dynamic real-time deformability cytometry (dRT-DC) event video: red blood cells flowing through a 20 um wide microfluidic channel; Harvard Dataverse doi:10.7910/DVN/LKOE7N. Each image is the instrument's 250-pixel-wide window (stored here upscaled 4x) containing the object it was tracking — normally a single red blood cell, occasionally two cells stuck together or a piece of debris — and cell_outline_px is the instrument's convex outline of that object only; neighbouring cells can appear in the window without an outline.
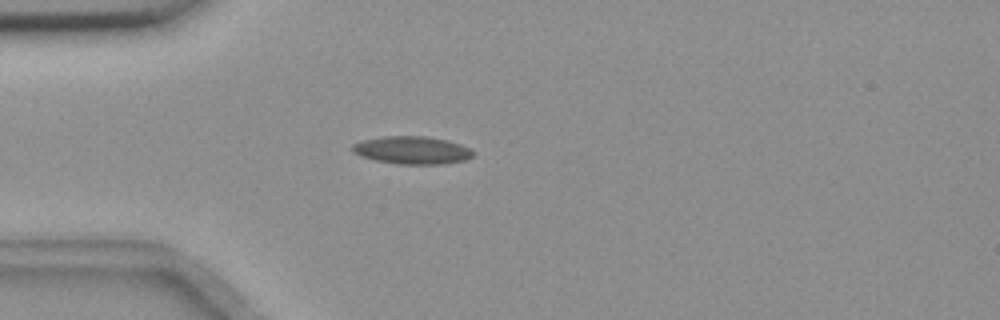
{"species": "common noctule bat (a hibernating species)", "species_latin": "Nyctalus noctula", "temperature_condition": "room temperature", "stored_images_in_passage": 56, "camera_frame_rate_fps": 3000, "um_per_image_px": 0.085, "animal": {"sex": "female", "body_mass_g": 18.4}, "frame": {"image": 1, "passage_image": 16, "time_ms": 5.0, "image_size_px": [1000, 320], "cell_outline_px": [[476, 152], [472, 156], [464, 160], [444, 164], [396, 164], [376, 160], [360, 156], [352, 152], [352, 144], [360, 140], [384, 136], [424, 136], [448, 140], [460, 144]], "centroid_in_image_um": [35.0, 12.76], "position_along_channel_um": 50.0, "area_um2": 19.65}}
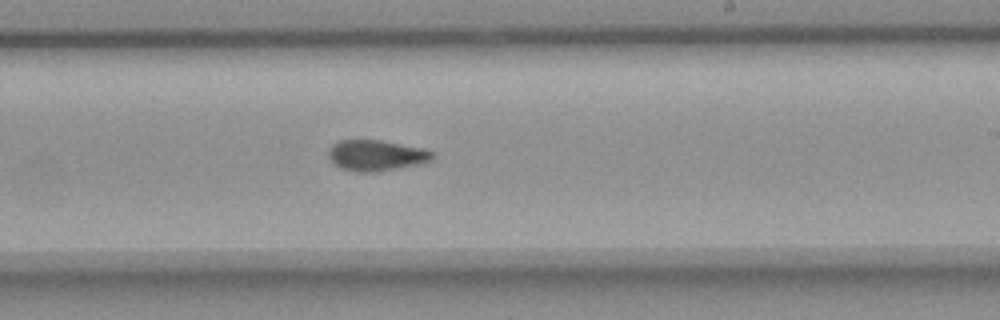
{"frame": {"image": 2, "passage_image": 34, "time_ms": 11.0, "image_size_px": [1000, 320], "cell_outline_px": [[436, 156], [432, 160], [416, 164], [376, 172], [356, 172], [340, 168], [328, 156], [328, 152], [332, 144], [340, 140], [380, 140], [424, 148], [432, 152]], "centroid_in_image_um": [31.98, 13.2], "position_along_channel_um": 257.0, "area_um2": 18.55}}
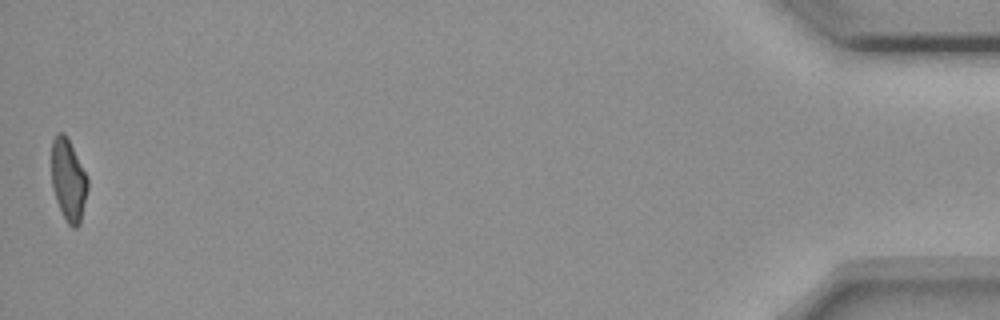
{"frame": {"image": 3, "passage_image": 56, "time_ms": 18.333, "image_size_px": [1000, 320], "cell_outline_px": [[88, 188], [80, 224], [76, 228], [72, 228], [68, 224], [56, 200], [52, 188], [52, 140], [56, 132], [64, 132], [88, 180]], "centroid_in_image_um": [5.8, 15.33], "position_along_channel_um": 429.4, "area_um2": 16.94}, "authors_computed_cell_mechanics": {"area_um2": 18.2359, "velocity_mm_per_s": 3.6438, "shape_relaxation_time_tau1_ms": null, "shape_relaxation_time_tau2_ms": 1.7786, "deformation_change_tau1": null, "deformation_change_tau2": 0.0707}}